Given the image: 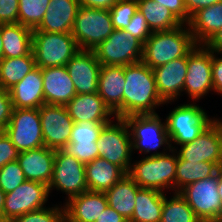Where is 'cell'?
I'll return each mask as SVG.
<instances>
[{
  "mask_svg": "<svg viewBox=\"0 0 222 222\" xmlns=\"http://www.w3.org/2000/svg\"><path fill=\"white\" fill-rule=\"evenodd\" d=\"M36 67L33 51L17 58H2L0 60L1 87L6 90L11 89Z\"/></svg>",
  "mask_w": 222,
  "mask_h": 222,
  "instance_id": "4dcf8cb0",
  "label": "cell"
},
{
  "mask_svg": "<svg viewBox=\"0 0 222 222\" xmlns=\"http://www.w3.org/2000/svg\"><path fill=\"white\" fill-rule=\"evenodd\" d=\"M14 108H39L45 103L43 78L40 67L29 72L21 81L9 89Z\"/></svg>",
  "mask_w": 222,
  "mask_h": 222,
  "instance_id": "d4e9b609",
  "label": "cell"
},
{
  "mask_svg": "<svg viewBox=\"0 0 222 222\" xmlns=\"http://www.w3.org/2000/svg\"><path fill=\"white\" fill-rule=\"evenodd\" d=\"M79 8L78 0H50L42 22L33 31L71 33Z\"/></svg>",
  "mask_w": 222,
  "mask_h": 222,
  "instance_id": "cb8c5ba5",
  "label": "cell"
},
{
  "mask_svg": "<svg viewBox=\"0 0 222 222\" xmlns=\"http://www.w3.org/2000/svg\"><path fill=\"white\" fill-rule=\"evenodd\" d=\"M123 118L136 114H155L165 102L160 98L153 70L142 61L124 66Z\"/></svg>",
  "mask_w": 222,
  "mask_h": 222,
  "instance_id": "6da1fadb",
  "label": "cell"
},
{
  "mask_svg": "<svg viewBox=\"0 0 222 222\" xmlns=\"http://www.w3.org/2000/svg\"><path fill=\"white\" fill-rule=\"evenodd\" d=\"M55 154L56 150L45 146L20 152L17 161L25 179L48 186L53 176Z\"/></svg>",
  "mask_w": 222,
  "mask_h": 222,
  "instance_id": "7402d4cb",
  "label": "cell"
},
{
  "mask_svg": "<svg viewBox=\"0 0 222 222\" xmlns=\"http://www.w3.org/2000/svg\"><path fill=\"white\" fill-rule=\"evenodd\" d=\"M177 155L185 161L211 162L222 167V121L215 120L192 142L181 145Z\"/></svg>",
  "mask_w": 222,
  "mask_h": 222,
  "instance_id": "4fadbf2b",
  "label": "cell"
},
{
  "mask_svg": "<svg viewBox=\"0 0 222 222\" xmlns=\"http://www.w3.org/2000/svg\"><path fill=\"white\" fill-rule=\"evenodd\" d=\"M43 94L46 104L66 105L76 90L65 66L41 69Z\"/></svg>",
  "mask_w": 222,
  "mask_h": 222,
  "instance_id": "603a6c76",
  "label": "cell"
},
{
  "mask_svg": "<svg viewBox=\"0 0 222 222\" xmlns=\"http://www.w3.org/2000/svg\"><path fill=\"white\" fill-rule=\"evenodd\" d=\"M18 149L13 145L11 139L4 131L0 132V168L5 164L17 161L19 156Z\"/></svg>",
  "mask_w": 222,
  "mask_h": 222,
  "instance_id": "b9f144b4",
  "label": "cell"
},
{
  "mask_svg": "<svg viewBox=\"0 0 222 222\" xmlns=\"http://www.w3.org/2000/svg\"><path fill=\"white\" fill-rule=\"evenodd\" d=\"M45 147L63 150L69 143L74 121L64 105L46 104L39 108Z\"/></svg>",
  "mask_w": 222,
  "mask_h": 222,
  "instance_id": "2e32d148",
  "label": "cell"
},
{
  "mask_svg": "<svg viewBox=\"0 0 222 222\" xmlns=\"http://www.w3.org/2000/svg\"><path fill=\"white\" fill-rule=\"evenodd\" d=\"M220 166L211 162L185 161L178 156L176 169V192L188 184L209 178L217 173Z\"/></svg>",
  "mask_w": 222,
  "mask_h": 222,
  "instance_id": "d6a6232c",
  "label": "cell"
},
{
  "mask_svg": "<svg viewBox=\"0 0 222 222\" xmlns=\"http://www.w3.org/2000/svg\"><path fill=\"white\" fill-rule=\"evenodd\" d=\"M79 50L72 33L33 31L32 51L41 69L65 66Z\"/></svg>",
  "mask_w": 222,
  "mask_h": 222,
  "instance_id": "5b68a950",
  "label": "cell"
},
{
  "mask_svg": "<svg viewBox=\"0 0 222 222\" xmlns=\"http://www.w3.org/2000/svg\"><path fill=\"white\" fill-rule=\"evenodd\" d=\"M98 94L114 113L115 118H123V93L126 79L124 66L101 65Z\"/></svg>",
  "mask_w": 222,
  "mask_h": 222,
  "instance_id": "d6986e66",
  "label": "cell"
},
{
  "mask_svg": "<svg viewBox=\"0 0 222 222\" xmlns=\"http://www.w3.org/2000/svg\"><path fill=\"white\" fill-rule=\"evenodd\" d=\"M138 10L144 16L152 32L168 31L182 25V23L166 7L153 0H137Z\"/></svg>",
  "mask_w": 222,
  "mask_h": 222,
  "instance_id": "1f68e13d",
  "label": "cell"
},
{
  "mask_svg": "<svg viewBox=\"0 0 222 222\" xmlns=\"http://www.w3.org/2000/svg\"><path fill=\"white\" fill-rule=\"evenodd\" d=\"M80 6L110 10L119 0H78Z\"/></svg>",
  "mask_w": 222,
  "mask_h": 222,
  "instance_id": "c3c4849f",
  "label": "cell"
},
{
  "mask_svg": "<svg viewBox=\"0 0 222 222\" xmlns=\"http://www.w3.org/2000/svg\"><path fill=\"white\" fill-rule=\"evenodd\" d=\"M137 10V0H119L109 10L114 29L124 30L125 27H128Z\"/></svg>",
  "mask_w": 222,
  "mask_h": 222,
  "instance_id": "8d00e7d4",
  "label": "cell"
},
{
  "mask_svg": "<svg viewBox=\"0 0 222 222\" xmlns=\"http://www.w3.org/2000/svg\"><path fill=\"white\" fill-rule=\"evenodd\" d=\"M124 120L130 131L132 150H139L140 154L145 155L156 150L148 156H157L167 153L157 152V149L163 145H167V150L172 149L166 123L161 122L157 113L130 115L126 116Z\"/></svg>",
  "mask_w": 222,
  "mask_h": 222,
  "instance_id": "277c9868",
  "label": "cell"
},
{
  "mask_svg": "<svg viewBox=\"0 0 222 222\" xmlns=\"http://www.w3.org/2000/svg\"><path fill=\"white\" fill-rule=\"evenodd\" d=\"M74 83L76 94L98 92L101 64L93 50L80 49L65 65Z\"/></svg>",
  "mask_w": 222,
  "mask_h": 222,
  "instance_id": "e0dca14e",
  "label": "cell"
},
{
  "mask_svg": "<svg viewBox=\"0 0 222 222\" xmlns=\"http://www.w3.org/2000/svg\"><path fill=\"white\" fill-rule=\"evenodd\" d=\"M3 58H17L32 51L33 30L19 23L0 24Z\"/></svg>",
  "mask_w": 222,
  "mask_h": 222,
  "instance_id": "83f0119b",
  "label": "cell"
},
{
  "mask_svg": "<svg viewBox=\"0 0 222 222\" xmlns=\"http://www.w3.org/2000/svg\"><path fill=\"white\" fill-rule=\"evenodd\" d=\"M88 191L106 192L114 186L126 173L117 165L98 157L85 164Z\"/></svg>",
  "mask_w": 222,
  "mask_h": 222,
  "instance_id": "4316f807",
  "label": "cell"
},
{
  "mask_svg": "<svg viewBox=\"0 0 222 222\" xmlns=\"http://www.w3.org/2000/svg\"><path fill=\"white\" fill-rule=\"evenodd\" d=\"M165 194L160 222H201L178 192L169 200Z\"/></svg>",
  "mask_w": 222,
  "mask_h": 222,
  "instance_id": "836d02e7",
  "label": "cell"
},
{
  "mask_svg": "<svg viewBox=\"0 0 222 222\" xmlns=\"http://www.w3.org/2000/svg\"><path fill=\"white\" fill-rule=\"evenodd\" d=\"M3 58V42H2V36L0 31V60Z\"/></svg>",
  "mask_w": 222,
  "mask_h": 222,
  "instance_id": "db71d44e",
  "label": "cell"
},
{
  "mask_svg": "<svg viewBox=\"0 0 222 222\" xmlns=\"http://www.w3.org/2000/svg\"><path fill=\"white\" fill-rule=\"evenodd\" d=\"M157 4L162 5L170 10L172 14L182 23L188 24L190 16L187 14L184 0H153Z\"/></svg>",
  "mask_w": 222,
  "mask_h": 222,
  "instance_id": "f6af8a7d",
  "label": "cell"
},
{
  "mask_svg": "<svg viewBox=\"0 0 222 222\" xmlns=\"http://www.w3.org/2000/svg\"><path fill=\"white\" fill-rule=\"evenodd\" d=\"M211 52L222 54V29L204 44Z\"/></svg>",
  "mask_w": 222,
  "mask_h": 222,
  "instance_id": "f907efd6",
  "label": "cell"
},
{
  "mask_svg": "<svg viewBox=\"0 0 222 222\" xmlns=\"http://www.w3.org/2000/svg\"><path fill=\"white\" fill-rule=\"evenodd\" d=\"M196 45L188 24L168 31H154L144 43L142 62L153 69L187 56Z\"/></svg>",
  "mask_w": 222,
  "mask_h": 222,
  "instance_id": "7a4b0ae2",
  "label": "cell"
},
{
  "mask_svg": "<svg viewBox=\"0 0 222 222\" xmlns=\"http://www.w3.org/2000/svg\"><path fill=\"white\" fill-rule=\"evenodd\" d=\"M213 90L212 52L205 45H196L188 54V65L183 91L199 100Z\"/></svg>",
  "mask_w": 222,
  "mask_h": 222,
  "instance_id": "9a60e30c",
  "label": "cell"
},
{
  "mask_svg": "<svg viewBox=\"0 0 222 222\" xmlns=\"http://www.w3.org/2000/svg\"><path fill=\"white\" fill-rule=\"evenodd\" d=\"M182 104L175 107L166 118V129L170 138L178 146L192 142L209 126L215 118H209L198 105Z\"/></svg>",
  "mask_w": 222,
  "mask_h": 222,
  "instance_id": "52a82bcc",
  "label": "cell"
},
{
  "mask_svg": "<svg viewBox=\"0 0 222 222\" xmlns=\"http://www.w3.org/2000/svg\"><path fill=\"white\" fill-rule=\"evenodd\" d=\"M64 206L47 207L28 212L14 218L11 222H65Z\"/></svg>",
  "mask_w": 222,
  "mask_h": 222,
  "instance_id": "74e56055",
  "label": "cell"
},
{
  "mask_svg": "<svg viewBox=\"0 0 222 222\" xmlns=\"http://www.w3.org/2000/svg\"><path fill=\"white\" fill-rule=\"evenodd\" d=\"M201 222H211L222 216L218 192V171L215 175L188 184L178 192Z\"/></svg>",
  "mask_w": 222,
  "mask_h": 222,
  "instance_id": "30bf717a",
  "label": "cell"
},
{
  "mask_svg": "<svg viewBox=\"0 0 222 222\" xmlns=\"http://www.w3.org/2000/svg\"><path fill=\"white\" fill-rule=\"evenodd\" d=\"M105 124L107 123L91 121L74 123L69 143L85 144L97 142Z\"/></svg>",
  "mask_w": 222,
  "mask_h": 222,
  "instance_id": "d590c367",
  "label": "cell"
},
{
  "mask_svg": "<svg viewBox=\"0 0 222 222\" xmlns=\"http://www.w3.org/2000/svg\"><path fill=\"white\" fill-rule=\"evenodd\" d=\"M3 131L19 152L45 146L38 108H14Z\"/></svg>",
  "mask_w": 222,
  "mask_h": 222,
  "instance_id": "8fae6325",
  "label": "cell"
},
{
  "mask_svg": "<svg viewBox=\"0 0 222 222\" xmlns=\"http://www.w3.org/2000/svg\"><path fill=\"white\" fill-rule=\"evenodd\" d=\"M65 222H95L107 208L104 192L86 191L64 203Z\"/></svg>",
  "mask_w": 222,
  "mask_h": 222,
  "instance_id": "ffe728a7",
  "label": "cell"
},
{
  "mask_svg": "<svg viewBox=\"0 0 222 222\" xmlns=\"http://www.w3.org/2000/svg\"><path fill=\"white\" fill-rule=\"evenodd\" d=\"M218 192L222 203V167L218 170Z\"/></svg>",
  "mask_w": 222,
  "mask_h": 222,
  "instance_id": "f5cc1de1",
  "label": "cell"
},
{
  "mask_svg": "<svg viewBox=\"0 0 222 222\" xmlns=\"http://www.w3.org/2000/svg\"><path fill=\"white\" fill-rule=\"evenodd\" d=\"M124 30L139 39L143 44L153 33L139 10L135 12L134 16L131 18L129 26L125 27Z\"/></svg>",
  "mask_w": 222,
  "mask_h": 222,
  "instance_id": "60d3db41",
  "label": "cell"
},
{
  "mask_svg": "<svg viewBox=\"0 0 222 222\" xmlns=\"http://www.w3.org/2000/svg\"><path fill=\"white\" fill-rule=\"evenodd\" d=\"M49 195L47 185L25 180L15 190L5 194L3 220L11 222L20 215L45 208Z\"/></svg>",
  "mask_w": 222,
  "mask_h": 222,
  "instance_id": "5bb4252c",
  "label": "cell"
},
{
  "mask_svg": "<svg viewBox=\"0 0 222 222\" xmlns=\"http://www.w3.org/2000/svg\"><path fill=\"white\" fill-rule=\"evenodd\" d=\"M13 103L9 90L0 87V130L3 131L8 123L13 112Z\"/></svg>",
  "mask_w": 222,
  "mask_h": 222,
  "instance_id": "ee69618b",
  "label": "cell"
},
{
  "mask_svg": "<svg viewBox=\"0 0 222 222\" xmlns=\"http://www.w3.org/2000/svg\"><path fill=\"white\" fill-rule=\"evenodd\" d=\"M63 150L83 164L98 158L97 142L85 144L68 143Z\"/></svg>",
  "mask_w": 222,
  "mask_h": 222,
  "instance_id": "ab89813d",
  "label": "cell"
},
{
  "mask_svg": "<svg viewBox=\"0 0 222 222\" xmlns=\"http://www.w3.org/2000/svg\"><path fill=\"white\" fill-rule=\"evenodd\" d=\"M5 202V192L0 188V219L3 220V208Z\"/></svg>",
  "mask_w": 222,
  "mask_h": 222,
  "instance_id": "816d5d0a",
  "label": "cell"
},
{
  "mask_svg": "<svg viewBox=\"0 0 222 222\" xmlns=\"http://www.w3.org/2000/svg\"><path fill=\"white\" fill-rule=\"evenodd\" d=\"M211 222H222V216H220L218 219H215V220H213Z\"/></svg>",
  "mask_w": 222,
  "mask_h": 222,
  "instance_id": "11a10c76",
  "label": "cell"
},
{
  "mask_svg": "<svg viewBox=\"0 0 222 222\" xmlns=\"http://www.w3.org/2000/svg\"><path fill=\"white\" fill-rule=\"evenodd\" d=\"M168 151L169 153L146 156L132 163L128 175L140 188L153 189L162 193H165V189L171 188L170 190L174 189L176 192L178 155L175 149Z\"/></svg>",
  "mask_w": 222,
  "mask_h": 222,
  "instance_id": "3957f363",
  "label": "cell"
},
{
  "mask_svg": "<svg viewBox=\"0 0 222 222\" xmlns=\"http://www.w3.org/2000/svg\"><path fill=\"white\" fill-rule=\"evenodd\" d=\"M212 81L214 92L222 94V55L218 58L212 52Z\"/></svg>",
  "mask_w": 222,
  "mask_h": 222,
  "instance_id": "bcb514c9",
  "label": "cell"
},
{
  "mask_svg": "<svg viewBox=\"0 0 222 222\" xmlns=\"http://www.w3.org/2000/svg\"><path fill=\"white\" fill-rule=\"evenodd\" d=\"M18 161H12L0 168V188L6 193L15 190L25 181Z\"/></svg>",
  "mask_w": 222,
  "mask_h": 222,
  "instance_id": "f35d334b",
  "label": "cell"
},
{
  "mask_svg": "<svg viewBox=\"0 0 222 222\" xmlns=\"http://www.w3.org/2000/svg\"><path fill=\"white\" fill-rule=\"evenodd\" d=\"M19 0H0V24L18 23Z\"/></svg>",
  "mask_w": 222,
  "mask_h": 222,
  "instance_id": "7bdbcfd3",
  "label": "cell"
},
{
  "mask_svg": "<svg viewBox=\"0 0 222 222\" xmlns=\"http://www.w3.org/2000/svg\"><path fill=\"white\" fill-rule=\"evenodd\" d=\"M144 44L128 31L114 29L93 52L101 65L126 66L142 61Z\"/></svg>",
  "mask_w": 222,
  "mask_h": 222,
  "instance_id": "9c48e42d",
  "label": "cell"
},
{
  "mask_svg": "<svg viewBox=\"0 0 222 222\" xmlns=\"http://www.w3.org/2000/svg\"><path fill=\"white\" fill-rule=\"evenodd\" d=\"M197 45H204L222 29V1L209 7L199 9L188 23Z\"/></svg>",
  "mask_w": 222,
  "mask_h": 222,
  "instance_id": "484cf974",
  "label": "cell"
},
{
  "mask_svg": "<svg viewBox=\"0 0 222 222\" xmlns=\"http://www.w3.org/2000/svg\"><path fill=\"white\" fill-rule=\"evenodd\" d=\"M50 0H19L18 23L36 29L42 22Z\"/></svg>",
  "mask_w": 222,
  "mask_h": 222,
  "instance_id": "e575fe53",
  "label": "cell"
},
{
  "mask_svg": "<svg viewBox=\"0 0 222 222\" xmlns=\"http://www.w3.org/2000/svg\"><path fill=\"white\" fill-rule=\"evenodd\" d=\"M95 222H128V221L108 205L107 208L104 210V212H102V214Z\"/></svg>",
  "mask_w": 222,
  "mask_h": 222,
  "instance_id": "681fc988",
  "label": "cell"
},
{
  "mask_svg": "<svg viewBox=\"0 0 222 222\" xmlns=\"http://www.w3.org/2000/svg\"><path fill=\"white\" fill-rule=\"evenodd\" d=\"M140 187L126 174L105 193L108 205L127 221L133 216L136 194Z\"/></svg>",
  "mask_w": 222,
  "mask_h": 222,
  "instance_id": "f1b7e54d",
  "label": "cell"
},
{
  "mask_svg": "<svg viewBox=\"0 0 222 222\" xmlns=\"http://www.w3.org/2000/svg\"><path fill=\"white\" fill-rule=\"evenodd\" d=\"M115 119L117 123L111 121L101 130L97 141L98 157L105 158L128 174L133 151L130 131L124 118Z\"/></svg>",
  "mask_w": 222,
  "mask_h": 222,
  "instance_id": "ba28073f",
  "label": "cell"
},
{
  "mask_svg": "<svg viewBox=\"0 0 222 222\" xmlns=\"http://www.w3.org/2000/svg\"><path fill=\"white\" fill-rule=\"evenodd\" d=\"M133 216L128 222H160L164 193L153 189L140 188L137 191Z\"/></svg>",
  "mask_w": 222,
  "mask_h": 222,
  "instance_id": "f546056e",
  "label": "cell"
},
{
  "mask_svg": "<svg viewBox=\"0 0 222 222\" xmlns=\"http://www.w3.org/2000/svg\"><path fill=\"white\" fill-rule=\"evenodd\" d=\"M67 112L74 121L109 123L114 113L98 93L76 94L66 105Z\"/></svg>",
  "mask_w": 222,
  "mask_h": 222,
  "instance_id": "44dd1931",
  "label": "cell"
},
{
  "mask_svg": "<svg viewBox=\"0 0 222 222\" xmlns=\"http://www.w3.org/2000/svg\"><path fill=\"white\" fill-rule=\"evenodd\" d=\"M222 0H184V6L187 14L191 17L199 9L209 7Z\"/></svg>",
  "mask_w": 222,
  "mask_h": 222,
  "instance_id": "7dc6e473",
  "label": "cell"
},
{
  "mask_svg": "<svg viewBox=\"0 0 222 222\" xmlns=\"http://www.w3.org/2000/svg\"><path fill=\"white\" fill-rule=\"evenodd\" d=\"M187 65L188 55L152 69L158 94L165 104L174 102L183 92Z\"/></svg>",
  "mask_w": 222,
  "mask_h": 222,
  "instance_id": "ac0fdd59",
  "label": "cell"
},
{
  "mask_svg": "<svg viewBox=\"0 0 222 222\" xmlns=\"http://www.w3.org/2000/svg\"><path fill=\"white\" fill-rule=\"evenodd\" d=\"M55 188L65 192L68 199L88 191L85 164L64 150H56L53 176L48 185L49 194Z\"/></svg>",
  "mask_w": 222,
  "mask_h": 222,
  "instance_id": "7c38bea8",
  "label": "cell"
},
{
  "mask_svg": "<svg viewBox=\"0 0 222 222\" xmlns=\"http://www.w3.org/2000/svg\"><path fill=\"white\" fill-rule=\"evenodd\" d=\"M113 31L109 10L80 6L71 33L79 49L93 50Z\"/></svg>",
  "mask_w": 222,
  "mask_h": 222,
  "instance_id": "8992f818",
  "label": "cell"
}]
</instances>
